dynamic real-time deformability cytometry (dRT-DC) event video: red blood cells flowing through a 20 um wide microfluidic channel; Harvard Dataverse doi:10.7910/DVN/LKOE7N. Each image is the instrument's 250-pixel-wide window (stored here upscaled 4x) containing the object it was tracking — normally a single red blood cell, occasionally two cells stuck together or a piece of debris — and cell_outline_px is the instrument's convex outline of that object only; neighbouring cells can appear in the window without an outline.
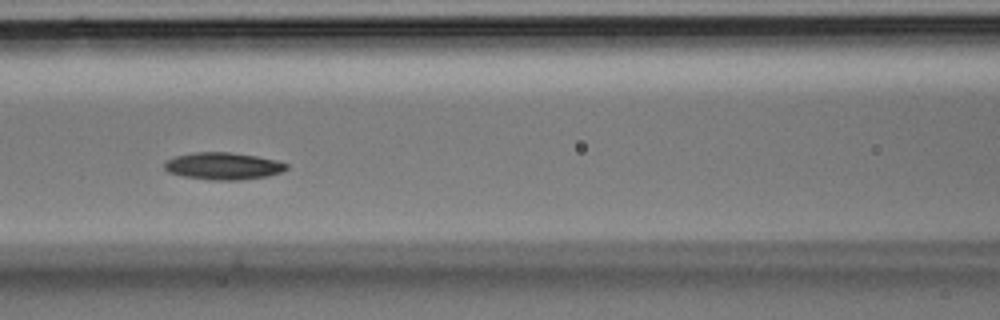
{"species": "Egyptian fruit bat (a non-hibernating species)", "species_latin": "Rousettus aegyptiacus", "temperature_condition": "room temperature", "stored_images_in_passage": 31, "camera_frame_rate_fps": 3000, "um_per_image_px": 0.085, "animal": {"sex": "male"}, "frame": {"image": 1, "passage_image": 11, "time_ms": 3.333, "image_size_px": [1000, 320], "cell_outline_px": [[288, 168], [280, 172], [268, 176], [236, 180], [208, 180], [184, 176], [168, 172], [164, 168], [164, 160], [176, 156], [192, 152], [228, 152], [256, 156], [276, 160], [288, 164]], "centroid_in_image_um": [18.94, 14.11], "position_along_channel_um": 147.7, "area_um2": 19.31}}
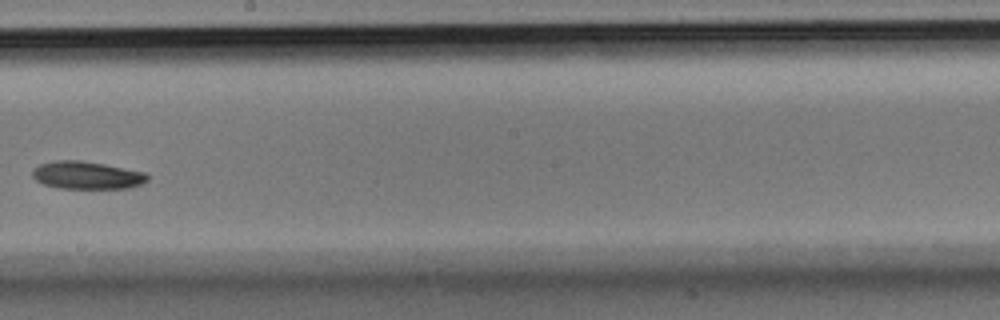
{"frame": {"image": 2, "passage_image": 16, "time_ms": 5.0, "image_size_px": [1000, 320], "cell_outline_px": [[148, 180], [140, 184], [128, 188], [60, 188], [44, 184], [36, 180], [32, 176], [32, 168], [40, 164], [52, 160], [80, 160], [104, 164], [144, 172], [148, 176]], "centroid_in_image_um": [7.34, 14.88], "position_along_channel_um": 240.9, "area_um2": 18.5}}
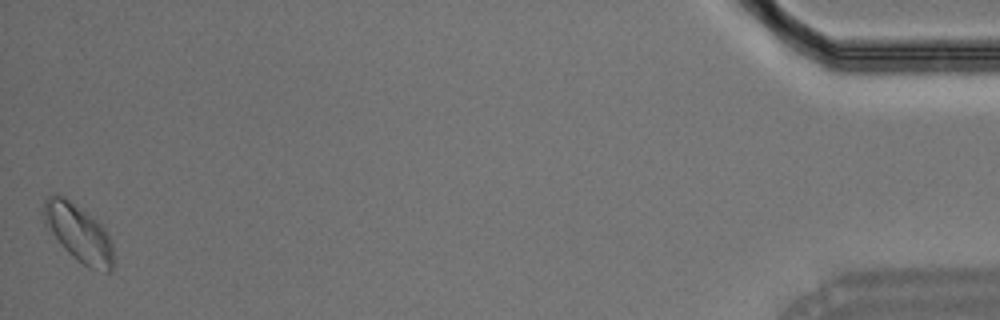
{"frame": {"image": 3, "passage_image": 31, "time_ms": 10.0, "image_size_px": [1000, 320], "cell_outline_px": [[116, 264], [108, 272], [104, 272], [88, 268], [72, 256], [60, 244], [44, 224], [40, 212], [44, 200], [48, 196], [56, 192], [64, 196], [96, 220], [104, 228], [112, 244]], "centroid_in_image_um": [6.65, 19.81], "position_along_channel_um": 428.5, "area_um2": 23.76}}